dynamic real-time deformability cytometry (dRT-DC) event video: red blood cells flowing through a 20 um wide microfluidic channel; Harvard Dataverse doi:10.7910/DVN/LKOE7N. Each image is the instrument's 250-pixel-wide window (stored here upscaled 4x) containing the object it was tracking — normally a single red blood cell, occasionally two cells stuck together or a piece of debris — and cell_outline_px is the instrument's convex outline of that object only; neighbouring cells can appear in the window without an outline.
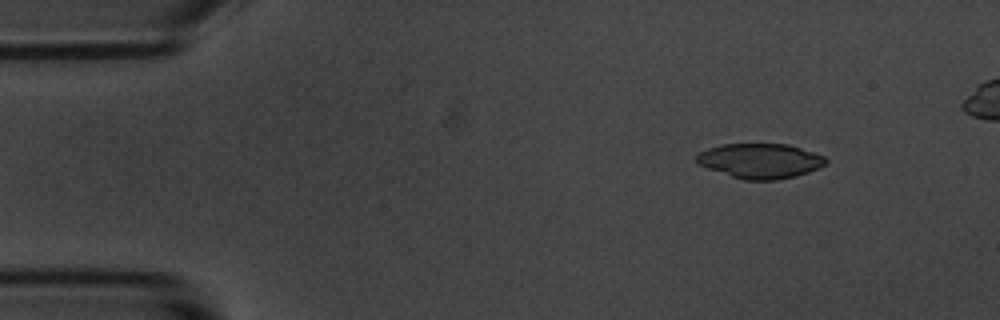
{"species": "common noctule bat (a hibernating species)", "species_latin": "Nyctalus noctula", "temperature_condition": "room temperature", "stored_images_in_passage": 2, "camera_frame_rate_fps": 3000, "um_per_image_px": 0.085, "animal": {"sex": "male", "body_mass_g": 20.1, "forearm_length_mm": 53.5}, "frame": {"image": 1, "passage_image": 1, "time_ms": 0.0, "image_size_px": [1000, 320], "cell_outline_px": [[828, 164], [820, 168], [796, 176], [776, 180], [744, 180], [696, 164], [696, 156], [700, 152], [708, 148], [720, 144], [788, 144], [824, 156], [828, 160]], "centroid_in_image_um": [64.63, 13.67], "position_along_channel_um": 20.4, "area_um2": 26.3}}